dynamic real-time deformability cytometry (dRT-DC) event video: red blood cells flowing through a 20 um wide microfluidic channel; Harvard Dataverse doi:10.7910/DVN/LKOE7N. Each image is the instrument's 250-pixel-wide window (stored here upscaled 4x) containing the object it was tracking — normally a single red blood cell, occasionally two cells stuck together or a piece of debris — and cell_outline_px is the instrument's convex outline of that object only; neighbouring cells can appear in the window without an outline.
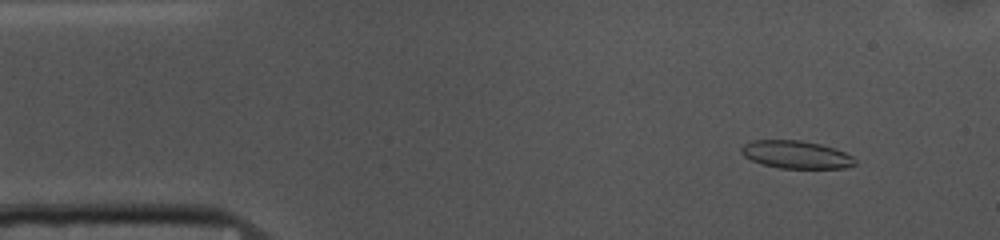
{"species": "common noctule bat (a hibernating species)", "species_latin": "Nyctalus noctula", "temperature_condition": "cold", "stored_images_in_passage": 53, "camera_frame_rate_fps": 3000, "um_per_image_px": 0.085, "animal": {"sex": "female", "body_mass_g": 10.0, "forearm_length_mm": 53.1}, "frame": {"image": 1, "passage_image": 5, "time_ms": 1.333, "image_size_px": [1000, 240], "cell_outline_px": [[856, 164], [844, 168], [780, 168], [764, 164], [752, 160], [744, 156], [740, 152], [740, 148], [744, 144], [752, 140], [800, 140], [820, 144], [844, 152], [852, 156], [856, 160]], "centroid_in_image_um": [67.65, 13.14], "position_along_channel_um": 17.3, "area_um2": 18.26}}
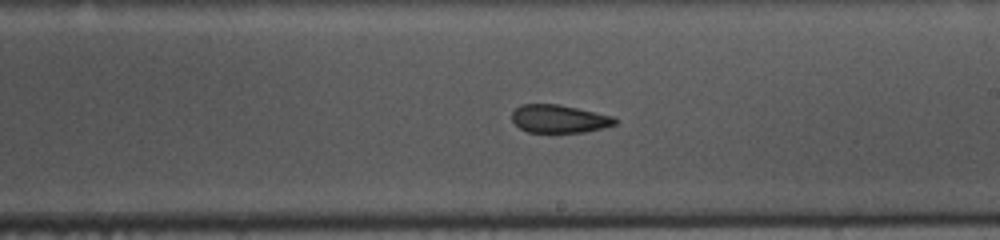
{"frame": {"image": 2, "passage_image": 29, "time_ms": 9.333, "image_size_px": [1000, 240], "cell_outline_px": [[616, 124], [604, 128], [584, 132], [528, 132], [520, 128], [512, 120], [512, 112], [520, 104], [560, 104], [612, 116], [616, 120]], "centroid_in_image_um": [47.51, 10.09], "position_along_channel_um": 241.5, "area_um2": 16.76}}
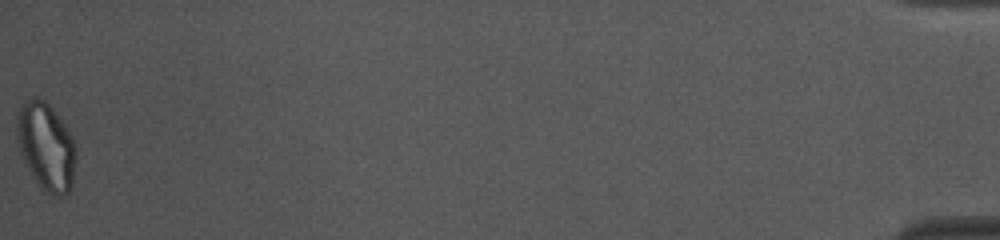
{"frame": {"image": 3, "passage_image": 53, "time_ms": 17.333, "image_size_px": [1000, 240], "cell_outline_px": [[76, 160], [72, 188], [64, 196], [56, 196], [44, 192], [40, 188], [24, 160], [20, 152], [16, 132], [16, 116], [24, 100], [32, 96], [36, 96], [44, 100], [52, 108], [64, 124], [72, 136], [76, 144]], "centroid_in_image_um": [3.93, 12.45], "position_along_channel_um": 431.3, "area_um2": 30.52}, "authors_computed_cell_mechanics": {"area_um2": 18.6116, "velocity_mm_per_s": 3.7023, "shape_relaxation_time_tau1_ms": 9.3562, "shape_relaxation_time_tau2_ms": 2.5906, "deformation_change_tau1": 0.194, "deformation_change_tau2": 0.1009}}